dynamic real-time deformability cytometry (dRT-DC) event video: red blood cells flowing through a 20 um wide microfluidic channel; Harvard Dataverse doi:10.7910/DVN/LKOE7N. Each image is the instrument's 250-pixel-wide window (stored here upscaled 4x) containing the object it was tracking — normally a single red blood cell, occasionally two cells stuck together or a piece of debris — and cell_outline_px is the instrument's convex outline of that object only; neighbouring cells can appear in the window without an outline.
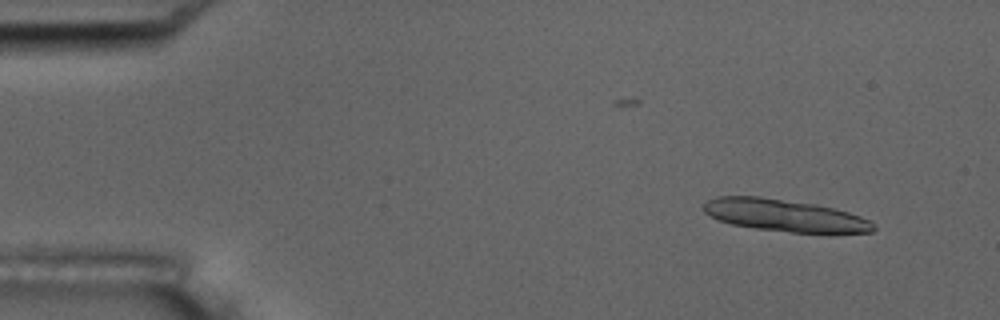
{"species": "common noctule bat (a hibernating species)", "species_latin": "Nyctalus noctula", "temperature_condition": "room temperature", "stored_images_in_passage": 15, "camera_frame_rate_fps": 3000, "um_per_image_px": 0.085, "animal": {"sex": "male", "body_mass_g": 17.5, "forearm_length_mm": 52.3}, "frame": {"image": 1, "passage_image": 5, "time_ms": 1.333, "image_size_px": [1000, 320], "cell_outline_px": [[876, 228], [872, 232], [792, 232], [756, 228], [732, 224], [720, 220], [704, 212], [704, 204], [708, 200], [716, 196], [760, 196], [816, 204], [848, 212], [860, 216], [868, 220]], "centroid_in_image_um": [66.66, 18.29], "position_along_channel_um": 18.3, "area_um2": 31.27}}